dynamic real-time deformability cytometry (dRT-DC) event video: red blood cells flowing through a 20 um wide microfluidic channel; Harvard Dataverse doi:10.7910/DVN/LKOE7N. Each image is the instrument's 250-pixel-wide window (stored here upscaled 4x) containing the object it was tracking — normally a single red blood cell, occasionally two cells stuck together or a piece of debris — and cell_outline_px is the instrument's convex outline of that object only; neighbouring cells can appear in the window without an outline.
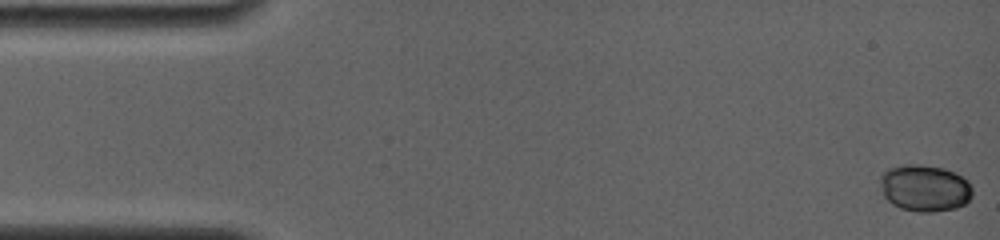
{"species": "common noctule bat (a hibernating species)", "species_latin": "Nyctalus noctula", "temperature_condition": "room temperature", "stored_images_in_passage": 46, "camera_frame_rate_fps": 4000, "um_per_image_px": 0.085, "animal": {"sex": "female", "body_mass_g": 19.0, "forearm_length_mm": 56.7}, "frame": {"image": 1, "passage_image": 1, "time_ms": 0.0, "image_size_px": [1000, 240], "cell_outline_px": [[972, 196], [964, 204], [956, 208], [932, 212], [916, 212], [900, 208], [892, 204], [884, 196], [880, 184], [880, 176], [888, 168], [904, 164], [920, 164], [944, 168], [968, 180], [972, 188]], "centroid_in_image_um": [78.59, 15.99], "position_along_channel_um": 6.4, "area_um2": 25.26}}
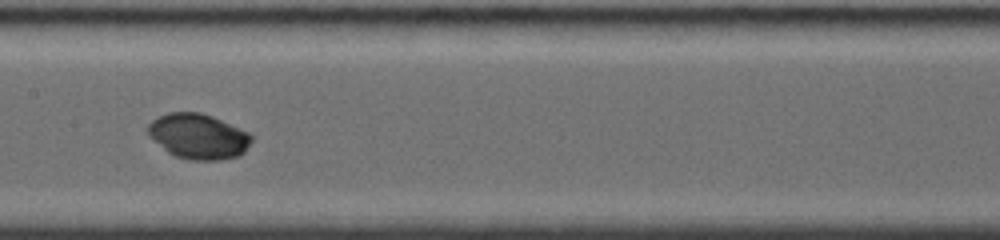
{"frame": {"image": 2, "passage_image": 26, "time_ms": 8.25, "image_size_px": [1000, 240], "cell_outline_px": [[252, 140], [244, 152], [240, 156], [220, 160], [192, 160], [176, 156], [168, 152], [148, 136], [144, 128], [152, 120], [168, 112], [200, 112], [212, 116], [248, 132], [252, 136]], "centroid_in_image_um": [16.83, 11.59], "position_along_channel_um": 190.6, "area_um2": 27.4}}
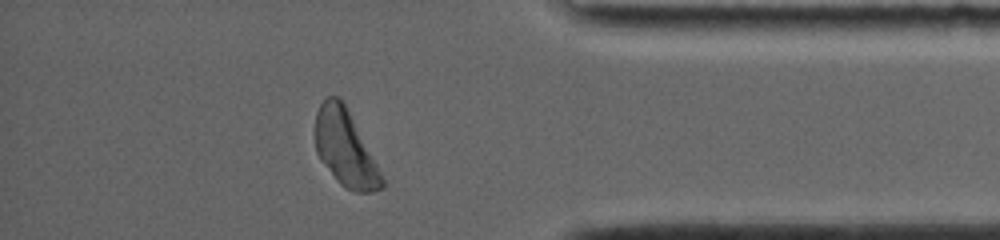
{"frame": {"image": 3, "passage_image": 44, "time_ms": 14.25, "image_size_px": [1000, 240], "cell_outline_px": [[384, 188], [372, 192], [356, 192], [344, 188], [336, 180], [320, 160], [316, 152], [316, 112], [320, 104], [328, 96], [340, 96], [380, 172], [384, 180]], "centroid_in_image_um": [29.32, 12.63], "position_along_channel_um": 405.9, "area_um2": 28.9}, "authors_computed_cell_mechanics": {"area_um2": 26.877, "velocity_mm_per_s": 3.784, "shape_relaxation_time_tau1_ms": 1.6464, "shape_relaxation_time_tau2_ms": null, "deformation_change_tau1": 0.0493, "deformation_change_tau2": null}}